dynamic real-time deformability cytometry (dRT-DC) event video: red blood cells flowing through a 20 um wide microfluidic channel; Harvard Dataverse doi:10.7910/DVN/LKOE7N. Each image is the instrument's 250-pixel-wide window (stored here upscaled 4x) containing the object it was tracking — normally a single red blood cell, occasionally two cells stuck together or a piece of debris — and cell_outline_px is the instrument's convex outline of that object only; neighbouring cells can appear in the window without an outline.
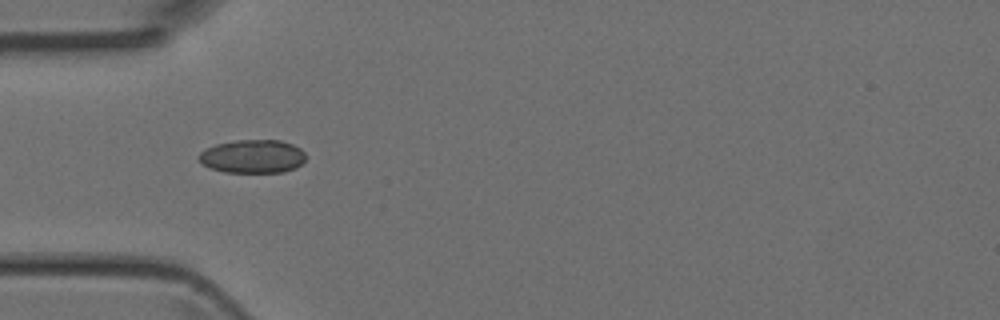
{"species": "Egyptian fruit bat (a non-hibernating species)", "species_latin": "Rousettus aegyptiacus", "temperature_condition": "room temperature", "stored_images_in_passage": 15, "camera_frame_rate_fps": 3000, "um_per_image_px": 0.085, "animal": {"sex": "female"}, "frame": {"image": 1, "passage_image": 5, "time_ms": 1.333, "image_size_px": [1000, 320], "cell_outline_px": [[304, 160], [296, 168], [284, 172], [224, 172], [208, 168], [196, 156], [200, 152], [216, 144], [236, 140], [280, 140], [292, 144], [300, 148], [304, 152]], "centroid_in_image_um": [21.46, 13.29], "position_along_channel_um": 63.5, "area_um2": 20.81}}
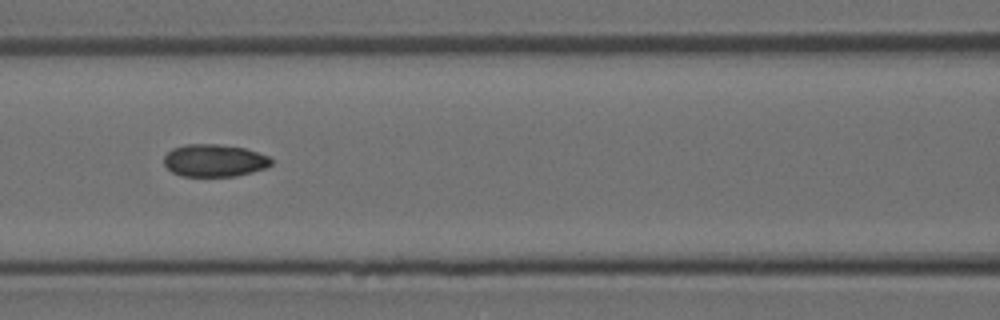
{"frame": {"image": 2, "passage_image": 11, "time_ms": 3.333, "image_size_px": [1000, 320], "cell_outline_px": [[272, 164], [264, 168], [252, 172], [236, 176], [180, 176], [172, 172], [164, 164], [164, 156], [172, 148], [184, 144], [216, 144], [244, 148], [268, 156], [272, 160]], "centroid_in_image_um": [18.19, 13.64], "position_along_channel_um": 148.4, "area_um2": 20.23}}